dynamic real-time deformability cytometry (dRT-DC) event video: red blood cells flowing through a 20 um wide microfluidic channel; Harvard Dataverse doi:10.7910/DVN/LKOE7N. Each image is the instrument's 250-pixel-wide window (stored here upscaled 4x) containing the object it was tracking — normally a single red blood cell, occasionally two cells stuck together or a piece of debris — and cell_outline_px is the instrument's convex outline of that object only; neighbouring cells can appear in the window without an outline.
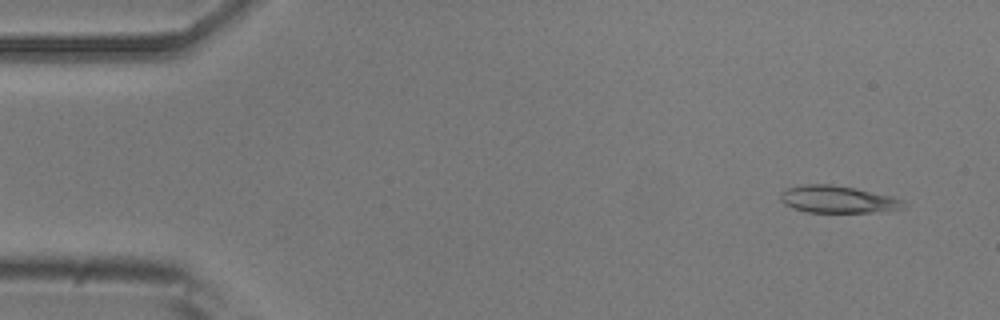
{"species": "common noctule bat (a hibernating species)", "species_latin": "Nyctalus noctula", "temperature_condition": "room temperature", "stored_images_in_passage": 54, "camera_frame_rate_fps": 3000, "um_per_image_px": 0.085, "animal": {"sex": "male", "body_mass_g": 20.5, "forearm_length_mm": 52.5}, "frame": {"image": 1, "passage_image": 4, "time_ms": 1.0, "image_size_px": [1000, 320], "cell_outline_px": [[904, 208], [872, 212], [808, 212], [792, 208], [784, 204], [780, 200], [780, 192], [784, 188], [804, 184], [832, 184], [892, 196], [904, 200]], "centroid_in_image_um": [71.14, 16.94], "position_along_channel_um": 13.9, "area_um2": 19.48}}
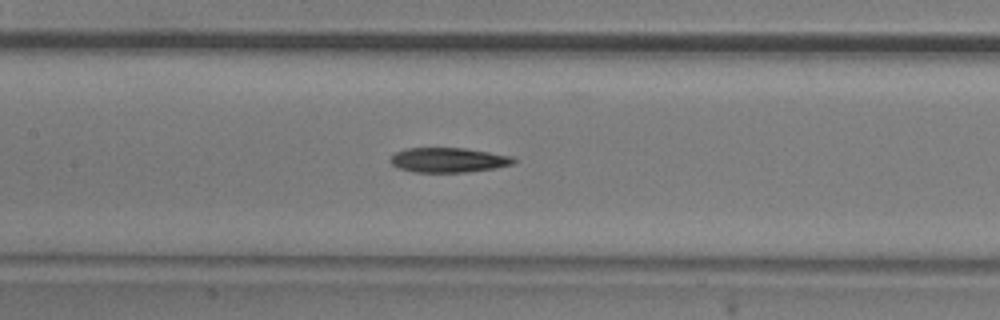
{"frame": {"image": 2, "passage_image": 25, "time_ms": 8.0, "image_size_px": [1000, 320], "cell_outline_px": [[516, 160], [512, 164], [492, 168], [464, 172], [412, 172], [400, 168], [392, 164], [388, 160], [396, 152], [404, 148], [464, 148], [512, 156]], "centroid_in_image_um": [38.06, 13.59], "position_along_channel_um": 169.3, "area_um2": 17.57}}
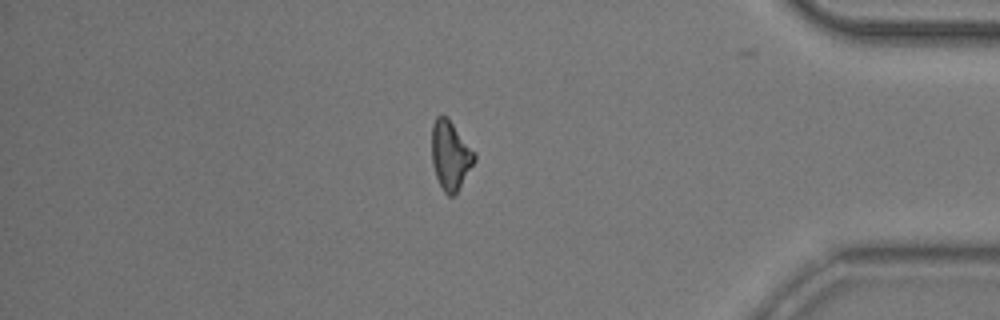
{"frame": {"image": 3, "passage_image": 46, "time_ms": 15.0, "image_size_px": [1000, 320], "cell_outline_px": [[476, 160], [456, 192], [452, 196], [448, 196], [444, 192], [436, 176], [432, 164], [432, 124], [436, 116], [448, 116], [476, 152]], "centroid_in_image_um": [38.29, 13.15], "position_along_channel_um": 396.9, "area_um2": 17.22}, "authors_computed_cell_mechanics": {"area_um2": 18.207, "velocity_mm_per_s": 3.7212, "shape_relaxation_time_tau1_ms": 7.2098, "shape_relaxation_time_tau2_ms": null, "deformation_change_tau1": 0.1499, "deformation_change_tau2": null}}